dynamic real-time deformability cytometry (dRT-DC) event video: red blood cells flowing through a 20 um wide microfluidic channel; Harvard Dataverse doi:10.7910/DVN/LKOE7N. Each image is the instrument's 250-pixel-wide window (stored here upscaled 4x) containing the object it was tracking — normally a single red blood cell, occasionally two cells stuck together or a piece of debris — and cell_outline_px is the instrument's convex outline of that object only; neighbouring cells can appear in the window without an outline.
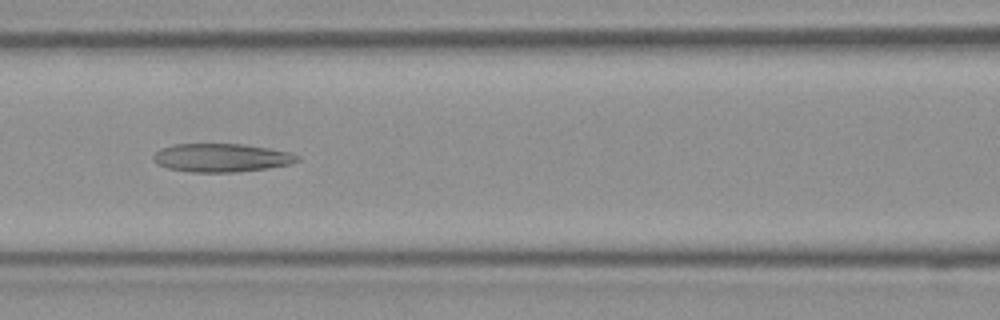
{"species": "Egyptian fruit bat (a non-hibernating species)", "species_latin": "Rousettus aegyptiacus", "temperature_condition": "room temperature", "stored_images_in_passage": 31, "camera_frame_rate_fps": 3000, "um_per_image_px": 0.085, "frame": {"image": 1, "passage_image": 11, "time_ms": 3.333, "image_size_px": [1000, 320], "cell_outline_px": [[300, 160], [292, 164], [268, 168], [236, 172], [188, 172], [168, 168], [156, 164], [152, 160], [152, 156], [160, 148], [172, 144], [244, 144], [292, 152], [300, 156]], "centroid_in_image_um": [18.82, 13.41], "position_along_channel_um": 147.8, "area_um2": 24.16}}
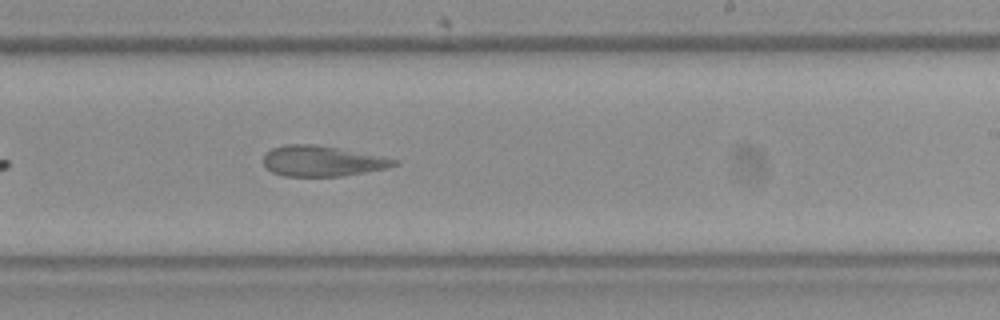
{"frame": {"image": 2, "passage_image": 19, "time_ms": 6.0, "image_size_px": [1000, 320], "cell_outline_px": [[400, 164], [388, 168], [340, 176], [284, 176], [272, 172], [264, 164], [264, 156], [272, 148], [284, 144], [316, 144], [384, 156], [400, 160]], "centroid_in_image_um": [27.44, 13.68], "position_along_channel_um": 261.6, "area_um2": 23.35}}
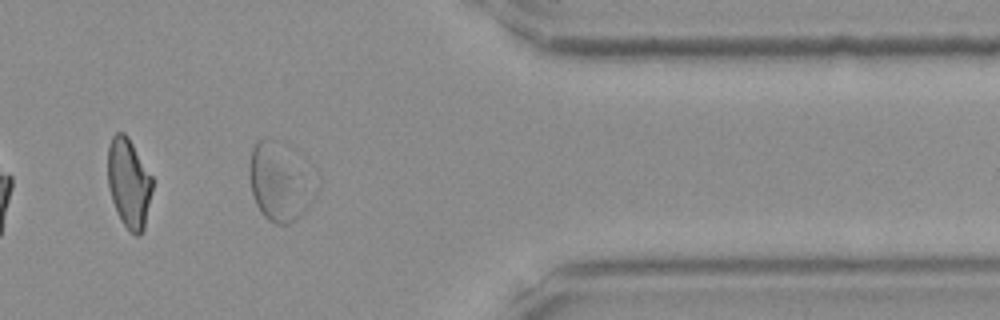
{"frame": {"image": 3, "passage_image": 29, "time_ms": 9.333, "image_size_px": [1000, 320], "cell_outline_px": [[320, 188], [312, 204], [300, 216], [288, 224], [276, 224], [268, 220], [260, 212], [256, 204], [252, 192], [248, 172], [248, 168], [252, 148], [256, 140], [272, 140], [300, 152], [312, 164], [320, 176]], "centroid_in_image_um": [23.94, 15.42], "position_along_channel_um": 387.5, "area_um2": 32.37}}